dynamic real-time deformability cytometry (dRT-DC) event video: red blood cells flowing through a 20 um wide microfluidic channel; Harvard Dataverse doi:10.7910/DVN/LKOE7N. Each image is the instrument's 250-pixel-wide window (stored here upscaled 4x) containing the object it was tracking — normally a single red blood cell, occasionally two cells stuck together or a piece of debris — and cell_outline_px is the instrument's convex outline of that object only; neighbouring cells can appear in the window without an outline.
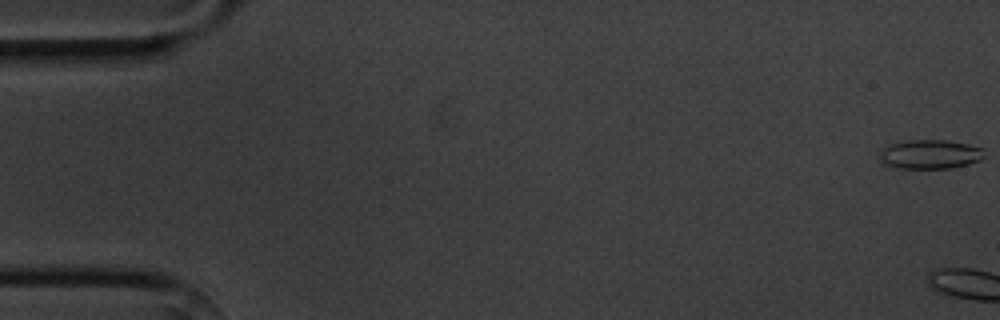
{"species": "common noctule bat (a hibernating species)", "species_latin": "Nyctalus noctula", "temperature_condition": "cold", "stored_images_in_passage": 6, "camera_frame_rate_fps": 3000, "um_per_image_px": 0.085, "animal": {"sex": "male", "body_mass_g": 20.1, "forearm_length_mm": 53.5}, "frame": {"image": 1, "passage_image": 1, "time_ms": 0.0, "image_size_px": [1000, 320], "cell_outline_px": [[984, 156], [980, 160], [968, 164], [948, 168], [896, 168], [884, 164], [880, 160], [880, 148], [892, 144], [908, 140], [944, 140], [968, 144], [980, 148]], "centroid_in_image_um": [79.0, 13.12], "position_along_channel_um": 6.0, "area_um2": 17.63}}